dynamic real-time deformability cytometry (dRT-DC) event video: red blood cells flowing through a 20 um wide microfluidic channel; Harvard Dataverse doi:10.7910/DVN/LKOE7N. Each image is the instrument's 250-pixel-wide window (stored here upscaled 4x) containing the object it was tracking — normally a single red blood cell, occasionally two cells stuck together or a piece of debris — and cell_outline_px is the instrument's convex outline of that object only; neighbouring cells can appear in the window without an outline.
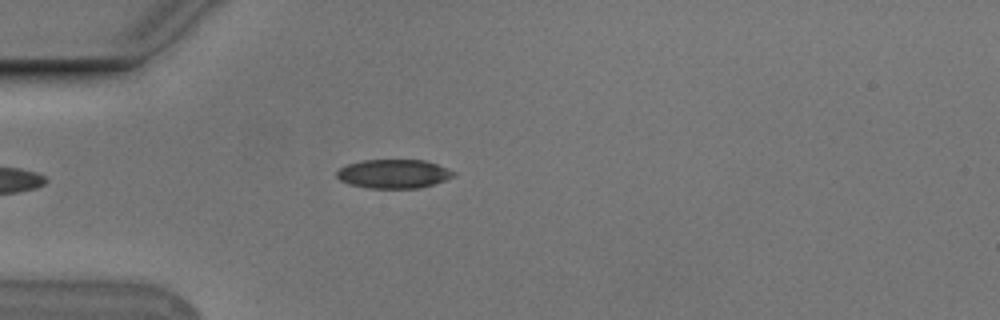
{"species": "Egyptian fruit bat (a non-hibernating species)", "species_latin": "Rousettus aegyptiacus", "temperature_condition": "cold", "stored_images_in_passage": 40, "camera_frame_rate_fps": 3000, "um_per_image_px": 0.085, "animal": {"sex": "male"}, "frame": {"image": 1, "passage_image": 1, "time_ms": 0.0, "image_size_px": [1000, 320], "cell_outline_px": [[456, 176], [436, 184], [420, 188], [368, 188], [348, 184], [340, 180], [336, 176], [336, 172], [340, 168], [348, 164], [364, 160], [424, 160], [436, 164], [456, 172]], "centroid_in_image_um": [33.48, 14.78], "position_along_channel_um": 51.5, "area_um2": 19.77}}
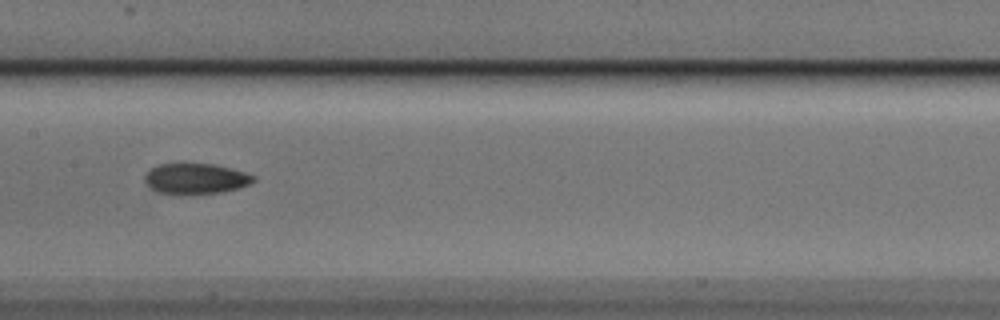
{"frame": {"image": 2, "passage_image": 13, "time_ms": 4.0, "image_size_px": [1000, 320], "cell_outline_px": [[256, 180], [240, 188], [220, 192], [180, 196], [156, 192], [144, 180], [144, 176], [156, 164], [216, 164], [232, 168], [256, 176]], "centroid_in_image_um": [16.63, 15.21], "position_along_channel_um": 190.8, "area_um2": 19.71}}
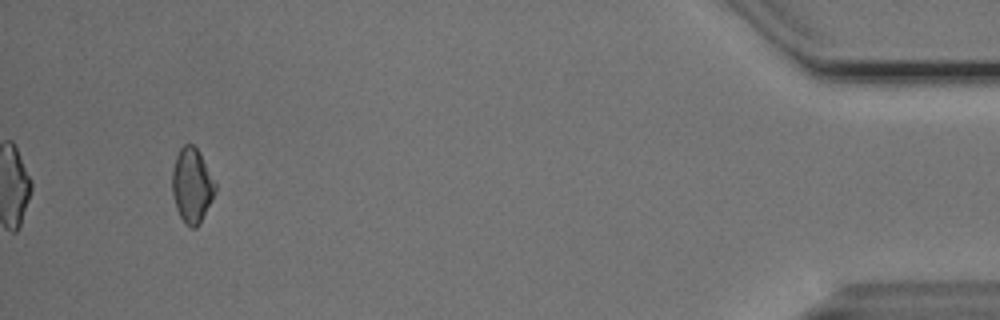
{"frame": {"image": 3, "passage_image": 37, "time_ms": 12.0, "image_size_px": [1000, 320], "cell_outline_px": [[216, 192], [212, 200], [196, 228], [192, 228], [180, 216], [176, 208], [172, 192], [172, 168], [176, 156], [180, 148], [184, 144], [192, 144], [200, 152], [216, 184]], "centroid_in_image_um": [16.31, 15.72], "position_along_channel_um": 418.9, "area_um2": 18.55}, "authors_computed_cell_mechanics": {"area_um2": 19.2763, "velocity_mm_per_s": 3.7656, "shape_relaxation_time_tau1_ms": 7.125, "shape_relaxation_time_tau2_ms": 6.7763, "deformation_change_tau1": 0.123, "deformation_change_tau2": 0.1298}}